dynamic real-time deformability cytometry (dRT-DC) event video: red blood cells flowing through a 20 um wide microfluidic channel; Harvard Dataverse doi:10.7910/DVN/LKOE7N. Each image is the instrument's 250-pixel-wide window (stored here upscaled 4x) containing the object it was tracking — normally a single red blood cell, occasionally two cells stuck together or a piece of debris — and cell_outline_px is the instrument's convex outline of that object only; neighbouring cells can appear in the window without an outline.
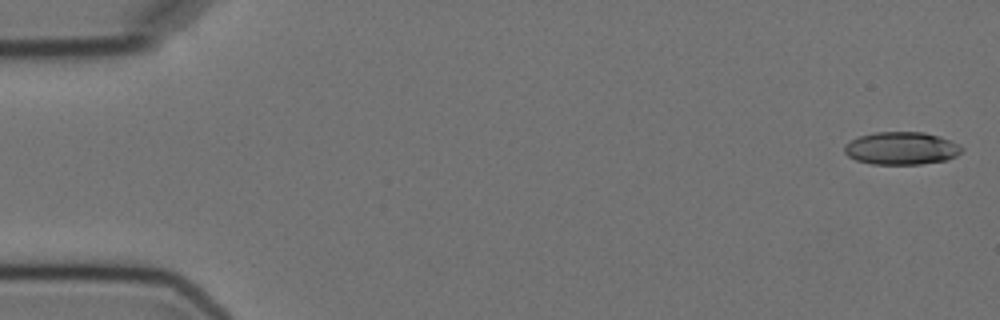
{"species": "Egyptian fruit bat (a non-hibernating species)", "species_latin": "Rousettus aegyptiacus", "temperature_condition": "cold", "stored_images_in_passage": 7, "camera_frame_rate_fps": 3000, "um_per_image_px": 0.085, "animal": {"sex": "female"}, "frame": {"image": 1, "passage_image": 1, "time_ms": 0.0, "image_size_px": [1000, 320], "cell_outline_px": [[964, 148], [956, 156], [948, 160], [920, 164], [872, 164], [856, 160], [848, 156], [844, 152], [844, 144], [860, 136], [876, 132], [924, 132], [940, 136]], "centroid_in_image_um": [76.61, 12.61], "position_along_channel_um": 8.4, "area_um2": 22.31}}
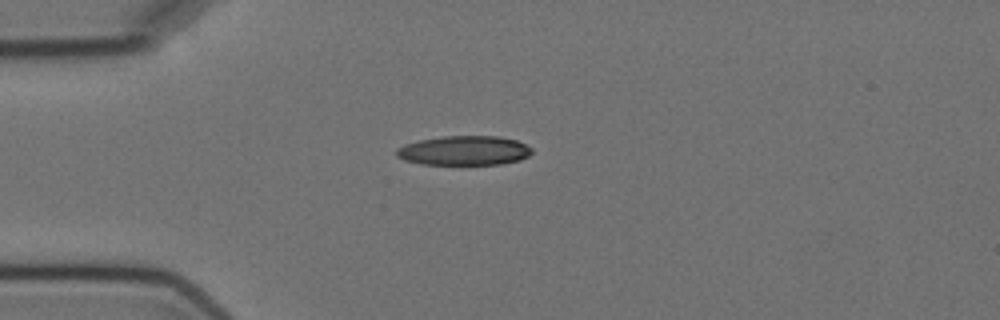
{"frame": {"image": 2, "passage_image": 5, "time_ms": 4.333, "image_size_px": [1000, 320], "cell_outline_px": [[532, 152], [528, 156], [520, 160], [500, 164], [420, 164], [404, 160], [396, 156], [396, 148], [404, 144], [420, 140], [444, 136], [500, 136], [516, 140], [532, 148]], "centroid_in_image_um": [39.44, 12.79], "position_along_channel_um": 45.6, "area_um2": 23.24}}
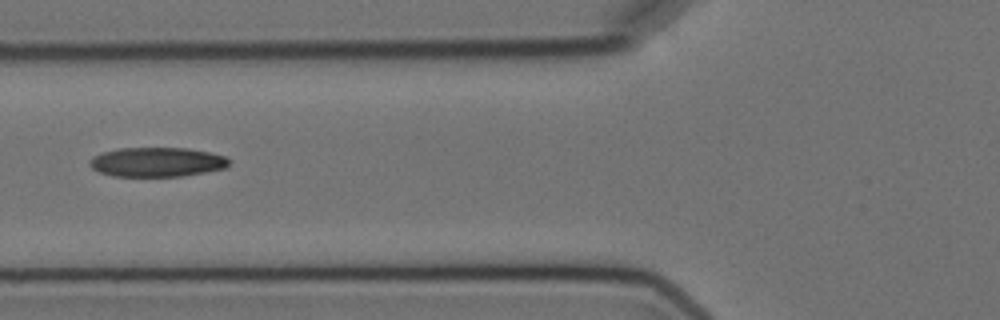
{"frame": {"image": 3, "passage_image": 7, "time_ms": 6.667, "image_size_px": [1000, 320], "cell_outline_px": [[228, 164], [224, 168], [204, 172], [180, 176], [112, 176], [100, 172], [92, 168], [88, 164], [88, 160], [92, 156], [104, 152], [120, 148], [188, 148], [208, 152], [224, 156], [228, 160]], "centroid_in_image_um": [13.28, 13.77], "position_along_channel_um": 112.5, "area_um2": 23.7}}